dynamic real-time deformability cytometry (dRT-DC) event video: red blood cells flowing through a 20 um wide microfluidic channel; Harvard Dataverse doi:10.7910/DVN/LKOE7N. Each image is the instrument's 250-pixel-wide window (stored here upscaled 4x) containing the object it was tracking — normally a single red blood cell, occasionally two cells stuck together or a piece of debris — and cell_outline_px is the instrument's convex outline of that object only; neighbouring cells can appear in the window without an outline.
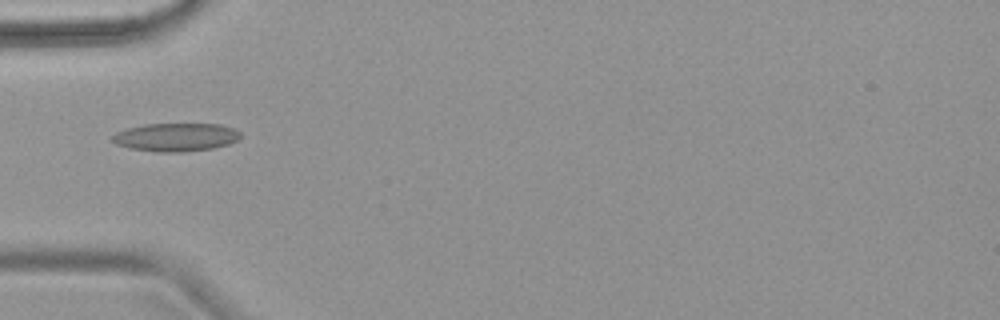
{"species": "common noctule bat (a hibernating species)", "species_latin": "Nyctalus noctula", "temperature_condition": "warm", "stored_images_in_passage": 7, "camera_frame_rate_fps": 3000, "um_per_image_px": 0.085, "animal": {"sex": "female", "body_mass_g": 18.4}, "frame": {"image": 1, "passage_image": 4, "time_ms": 5.0, "image_size_px": [1000, 320], "cell_outline_px": [[240, 136], [236, 140], [228, 144], [212, 148], [184, 152], [156, 152], [132, 148], [116, 144], [112, 140], [112, 136], [116, 132], [128, 128], [144, 124], [220, 124], [232, 128], [240, 132]], "centroid_in_image_um": [14.93, 11.66], "position_along_channel_um": 70.1, "area_um2": 20.92}}
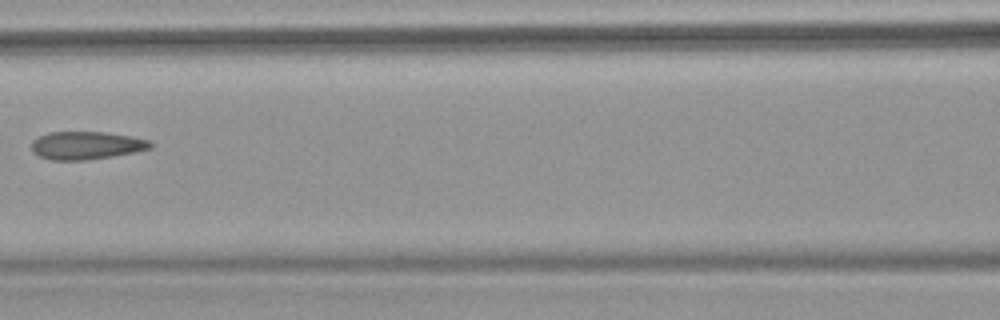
{"frame": {"image": 2, "passage_image": 6, "time_ms": 7.333, "image_size_px": [1000, 320], "cell_outline_px": [[152, 148], [136, 152], [88, 160], [52, 160], [40, 156], [32, 152], [32, 140], [48, 132], [104, 132], [152, 140]], "centroid_in_image_um": [7.35, 12.36], "position_along_channel_um": 159.3, "area_um2": 19.36}}
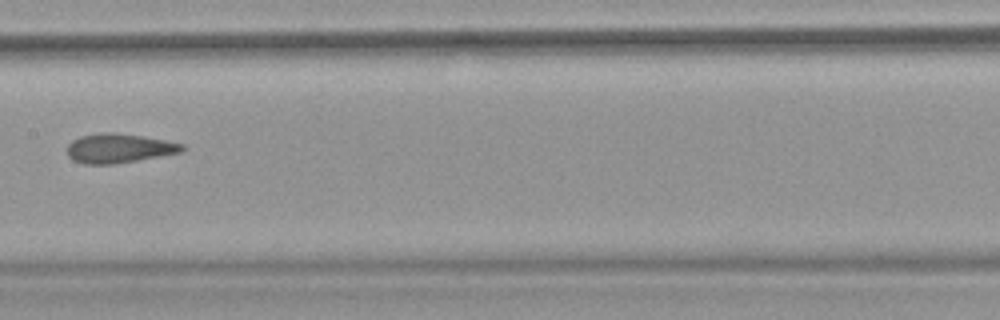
{"frame": {"image": 3, "passage_image": 7, "time_ms": 8.333, "image_size_px": [1000, 320], "cell_outline_px": [[188, 148], [184, 152], [116, 164], [84, 164], [72, 160], [68, 156], [68, 144], [72, 140], [80, 136], [100, 132], [112, 132], [144, 136], [184, 144]], "centroid_in_image_um": [10.14, 12.6], "position_along_channel_um": 197.3, "area_um2": 19.94}}